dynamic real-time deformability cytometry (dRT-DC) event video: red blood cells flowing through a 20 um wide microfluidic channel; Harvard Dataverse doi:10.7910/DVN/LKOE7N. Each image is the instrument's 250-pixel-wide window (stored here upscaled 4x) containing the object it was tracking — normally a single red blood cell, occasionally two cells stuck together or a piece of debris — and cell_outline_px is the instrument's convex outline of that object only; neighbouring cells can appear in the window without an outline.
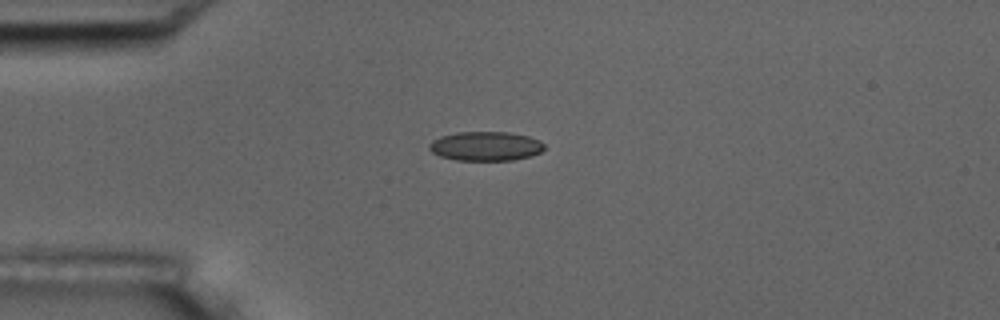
{"species": "common noctule bat (a hibernating species)", "species_latin": "Nyctalus noctula", "temperature_condition": "room temperature", "stored_images_in_passage": 4, "camera_frame_rate_fps": 3000, "um_per_image_px": 0.085, "animal": {"sex": "male", "body_mass_g": 17.5, "forearm_length_mm": 52.3}, "frame": {"image": 1, "passage_image": 3, "time_ms": 2.333, "image_size_px": [1000, 320], "cell_outline_px": [[544, 148], [540, 152], [532, 156], [512, 160], [456, 160], [440, 156], [432, 152], [428, 148], [428, 144], [432, 140], [440, 136], [456, 132], [508, 132], [528, 136], [540, 140], [544, 144]], "centroid_in_image_um": [41.26, 12.42], "position_along_channel_um": 43.7, "area_um2": 19.71}}